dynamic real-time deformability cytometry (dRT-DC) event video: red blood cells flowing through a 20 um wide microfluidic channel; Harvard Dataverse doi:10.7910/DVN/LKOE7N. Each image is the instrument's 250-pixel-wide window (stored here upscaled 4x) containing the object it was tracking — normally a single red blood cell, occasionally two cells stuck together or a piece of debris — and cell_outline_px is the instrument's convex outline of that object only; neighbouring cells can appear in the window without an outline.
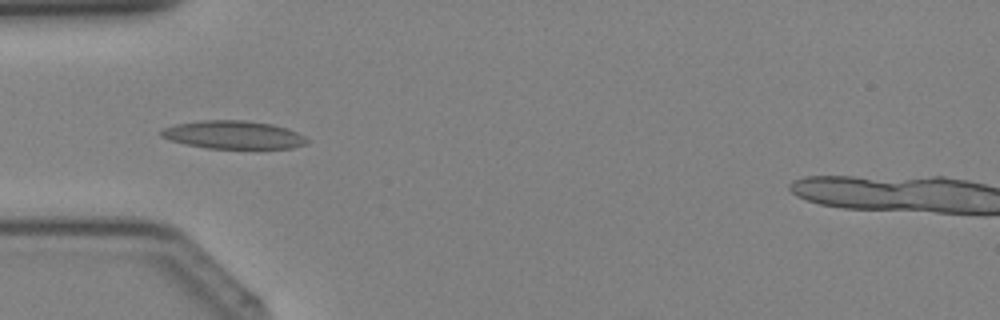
{"species": "Egyptian fruit bat (a non-hibernating species)", "species_latin": "Rousettus aegyptiacus", "temperature_condition": "cold", "stored_images_in_passage": 17, "camera_frame_rate_fps": 3000, "um_per_image_px": 0.085, "animal": {"sex": "female"}, "frame": {"image": 1, "passage_image": 3, "time_ms": 0.667, "image_size_px": [1000, 320], "cell_outline_px": [[308, 140], [304, 144], [288, 148], [208, 148], [188, 144], [172, 140], [164, 136], [160, 132], [164, 128], [180, 124], [208, 120], [240, 120], [268, 124], [284, 128], [296, 132]], "centroid_in_image_um": [19.85, 11.46], "position_along_channel_um": 65.2, "area_um2": 22.83}}
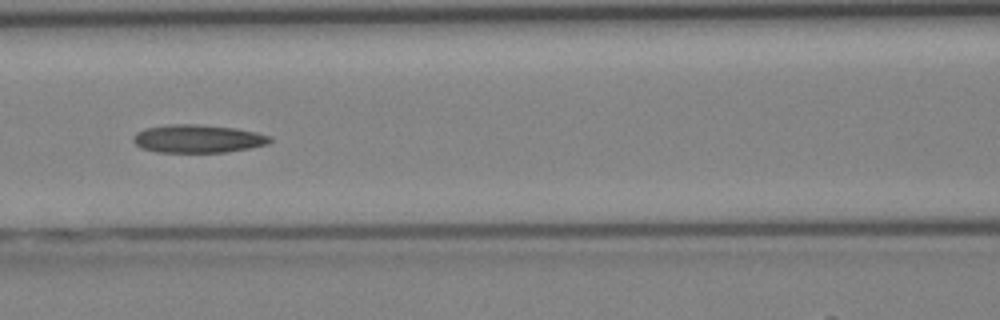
{"frame": {"image": 2, "passage_image": 8, "time_ms": 2.333, "image_size_px": [1000, 320], "cell_outline_px": [[272, 140], [264, 144], [248, 148], [224, 152], [160, 152], [144, 148], [136, 144], [136, 136], [140, 132], [148, 128], [180, 124], [188, 124], [232, 128], [252, 132], [268, 136]], "centroid_in_image_um": [16.84, 11.81], "position_along_channel_um": 149.8, "area_um2": 21.15}}
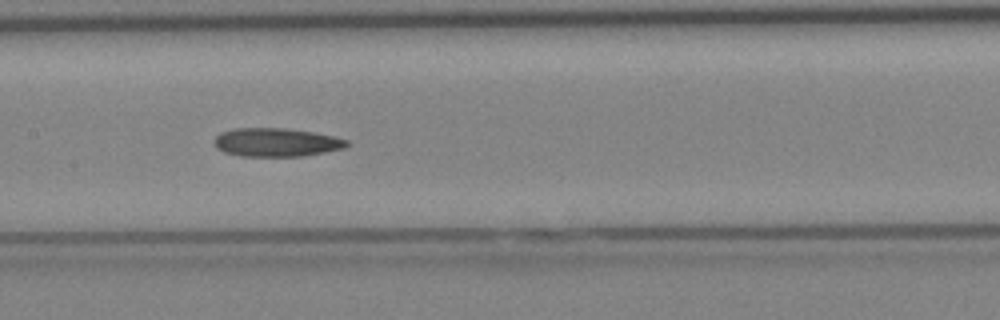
{"frame": {"image": 3, "passage_image": 10, "time_ms": 3.0, "image_size_px": [1000, 320], "cell_outline_px": [[348, 144], [344, 148], [296, 156], [244, 156], [224, 152], [216, 144], [216, 136], [220, 132], [240, 128], [280, 128], [312, 132], [332, 136], [348, 140]], "centroid_in_image_um": [23.48, 12.09], "position_along_channel_um": 183.9, "area_um2": 21.33}}